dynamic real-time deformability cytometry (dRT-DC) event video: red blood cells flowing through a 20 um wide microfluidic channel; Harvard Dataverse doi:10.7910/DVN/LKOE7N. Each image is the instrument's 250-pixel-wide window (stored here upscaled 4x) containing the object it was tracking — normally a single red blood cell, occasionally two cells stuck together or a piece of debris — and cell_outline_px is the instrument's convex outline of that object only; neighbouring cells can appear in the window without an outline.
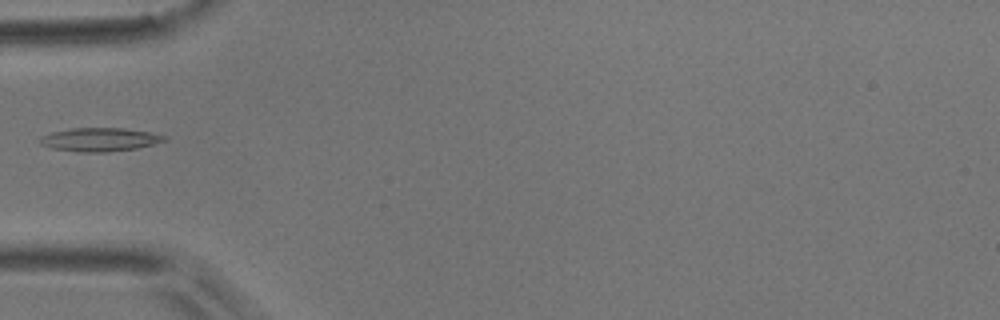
{"species": "common noctule bat (a hibernating species)", "species_latin": "Nyctalus noctula", "temperature_condition": "room temperature", "stored_images_in_passage": 3, "camera_frame_rate_fps": 3000, "um_per_image_px": 0.085, "animal": {"sex": "male", "body_mass_g": 17.9}, "frame": {"image": 1, "passage_image": 2, "time_ms": 1.0, "image_size_px": [1000, 320], "cell_outline_px": [[168, 140], [136, 148], [108, 152], [76, 152], [52, 148], [40, 144], [40, 136], [52, 132], [72, 128], [124, 128], [148, 132], [168, 136]], "centroid_in_image_um": [8.47, 11.86], "position_along_channel_um": 76.5, "area_um2": 17.05}}
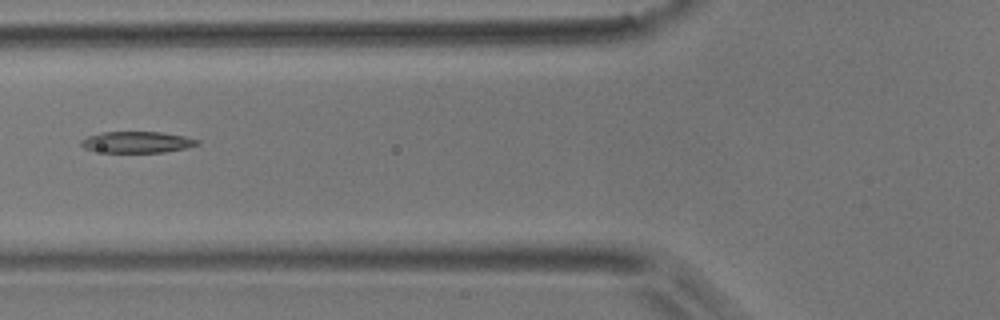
{"frame": {"image": 2, "passage_image": 3, "time_ms": 2.0, "image_size_px": [1000, 320], "cell_outline_px": [[200, 144], [184, 148], [164, 152], [104, 152], [84, 148], [80, 144], [80, 140], [88, 136], [100, 132], [160, 132], [184, 136], [200, 140]], "centroid_in_image_um": [11.64, 12.07], "position_along_channel_um": 114.2, "area_um2": 14.33}}